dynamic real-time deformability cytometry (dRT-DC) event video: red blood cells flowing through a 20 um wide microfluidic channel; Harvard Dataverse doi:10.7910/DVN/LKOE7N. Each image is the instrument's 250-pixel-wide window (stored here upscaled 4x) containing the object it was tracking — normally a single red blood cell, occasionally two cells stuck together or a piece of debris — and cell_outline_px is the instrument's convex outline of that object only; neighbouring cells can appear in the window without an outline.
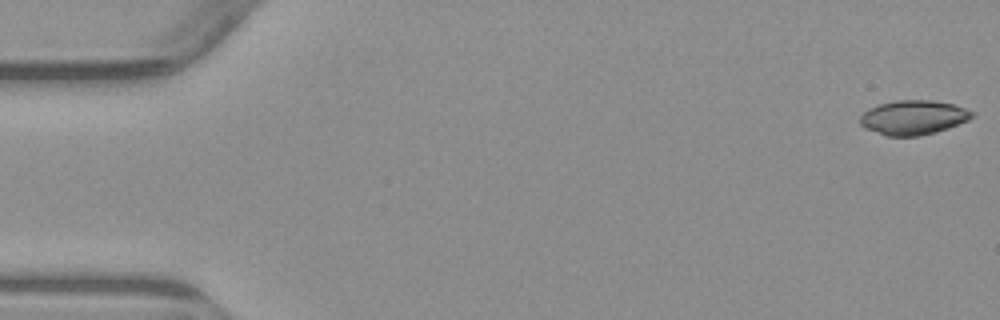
{"species": "common noctule bat (a hibernating species)", "species_latin": "Nyctalus noctula", "temperature_condition": "warm", "stored_images_in_passage": 4, "camera_frame_rate_fps": 3000, "um_per_image_px": 0.085, "animal": {"sex": "male", "body_mass_g": 23.1, "forearm_length_mm": 52.7}, "frame": {"image": 1, "passage_image": 1, "time_ms": 0.0, "image_size_px": [1000, 320], "cell_outline_px": [[972, 116], [968, 120], [948, 128], [936, 132], [920, 136], [888, 136], [864, 128], [860, 124], [860, 116], [868, 108], [880, 104], [896, 100], [932, 100], [956, 104], [972, 112]], "centroid_in_image_um": [77.61, 9.98], "position_along_channel_um": 7.4, "area_um2": 22.43}}
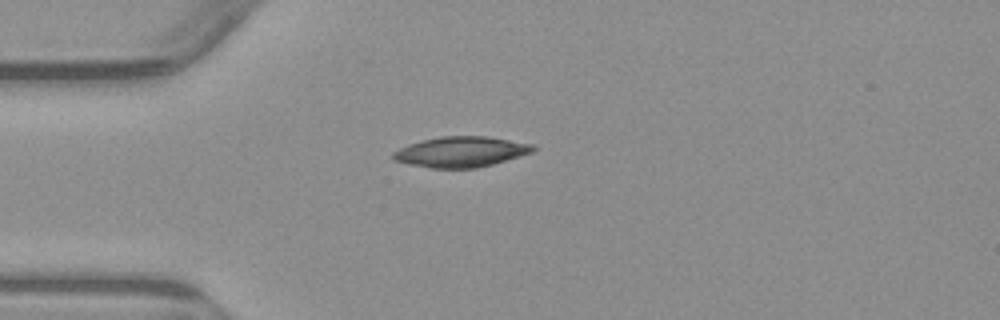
{"frame": {"image": 2, "passage_image": 4, "time_ms": 4.333, "image_size_px": [1000, 320], "cell_outline_px": [[536, 148], [532, 152], [520, 156], [492, 164], [476, 168], [428, 168], [408, 164], [392, 160], [392, 152], [400, 148], [424, 140], [440, 136], [488, 136], [536, 144]], "centroid_in_image_um": [39.2, 12.9], "position_along_channel_um": 45.8, "area_um2": 24.91}}